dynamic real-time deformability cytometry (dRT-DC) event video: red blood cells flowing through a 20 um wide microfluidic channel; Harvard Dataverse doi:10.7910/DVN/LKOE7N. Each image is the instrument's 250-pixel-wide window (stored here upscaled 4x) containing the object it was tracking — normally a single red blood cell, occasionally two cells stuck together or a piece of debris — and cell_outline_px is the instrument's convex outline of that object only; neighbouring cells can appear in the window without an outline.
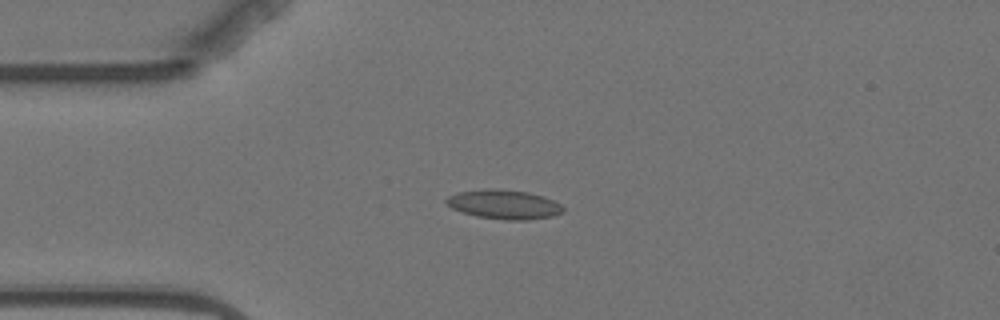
{"species": "Egyptian fruit bat (a non-hibernating species)", "species_latin": "Rousettus aegyptiacus", "temperature_condition": "warm", "stored_images_in_passage": 14, "camera_frame_rate_fps": 3000, "um_per_image_px": 0.085, "animal": {"sex": "female"}, "frame": {"image": 1, "passage_image": 3, "time_ms": 3.333, "image_size_px": [1000, 320], "cell_outline_px": [[564, 212], [552, 216], [528, 220], [504, 220], [476, 216], [452, 208], [444, 204], [444, 200], [448, 196], [456, 192], [484, 188], [492, 188], [528, 192], [544, 196], [560, 204], [564, 208]], "centroid_in_image_um": [42.81, 17.37], "position_along_channel_um": 42.2, "area_um2": 20.11}}
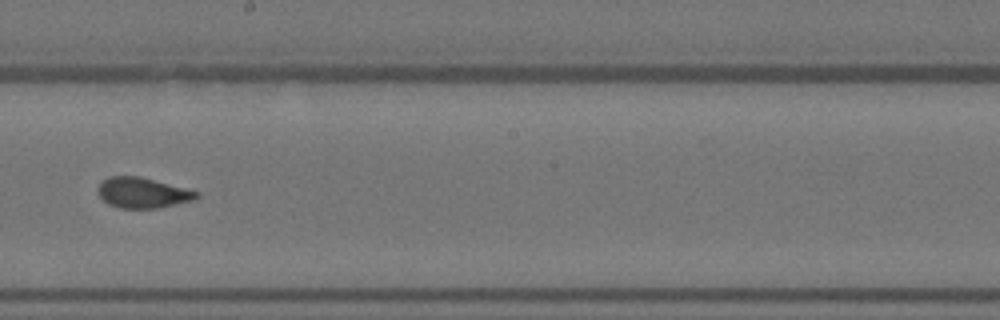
{"frame": {"image": 2, "passage_image": 8, "time_ms": 9.333, "image_size_px": [1000, 320], "cell_outline_px": [[200, 196], [192, 200], [156, 208], [120, 208], [108, 204], [96, 192], [96, 188], [108, 176], [140, 176], [200, 192]], "centroid_in_image_um": [12.09, 16.38], "position_along_channel_um": 236.1, "area_um2": 17.4}}
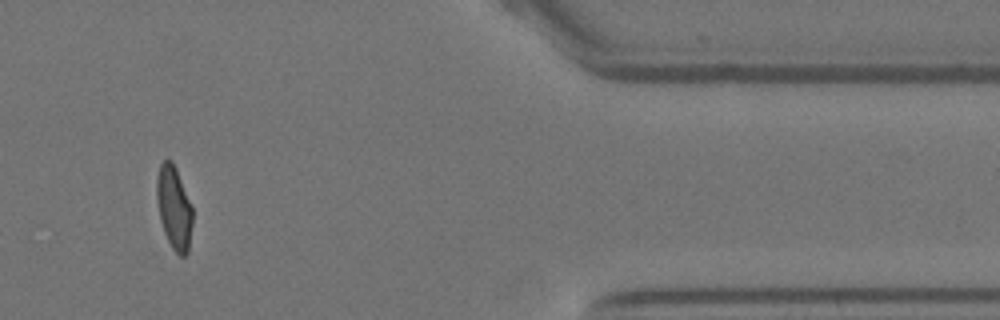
{"frame": {"image": 3, "passage_image": 12, "time_ms": 15.0, "image_size_px": [1000, 320], "cell_outline_px": [[192, 224], [188, 252], [184, 256], [180, 256], [172, 248], [164, 232], [160, 220], [156, 196], [156, 180], [160, 164], [164, 160], [172, 160], [176, 168], [192, 208]], "centroid_in_image_um": [14.78, 17.65], "position_along_channel_um": 396.6, "area_um2": 17.22}, "authors_computed_cell_mechanics": {"area_um2": 18.0047, "velocity_mm_per_s": 3.4923, "shape_relaxation_time_tau1_ms": 8.7336, "shape_relaxation_time_tau2_ms": null, "deformation_change_tau1": 0.1653, "deformation_change_tau2": null}}